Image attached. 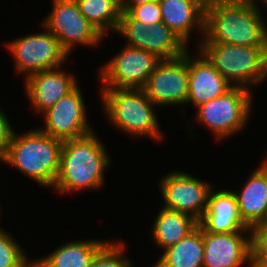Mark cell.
Returning a JSON list of instances; mask_svg holds the SVG:
<instances>
[{"instance_id": "6da1fadb", "label": "cell", "mask_w": 267, "mask_h": 267, "mask_svg": "<svg viewBox=\"0 0 267 267\" xmlns=\"http://www.w3.org/2000/svg\"><path fill=\"white\" fill-rule=\"evenodd\" d=\"M264 17L257 4L242 0L220 1L205 9L204 35L200 42L267 47Z\"/></svg>"}, {"instance_id": "7a4b0ae2", "label": "cell", "mask_w": 267, "mask_h": 267, "mask_svg": "<svg viewBox=\"0 0 267 267\" xmlns=\"http://www.w3.org/2000/svg\"><path fill=\"white\" fill-rule=\"evenodd\" d=\"M94 132L63 141L59 173L53 186L55 191L72 193L103 187L104 173L111 161L105 146Z\"/></svg>"}, {"instance_id": "3957f363", "label": "cell", "mask_w": 267, "mask_h": 267, "mask_svg": "<svg viewBox=\"0 0 267 267\" xmlns=\"http://www.w3.org/2000/svg\"><path fill=\"white\" fill-rule=\"evenodd\" d=\"M63 141L31 129L22 135L13 133L7 152L0 159L18 168L39 186L52 188L58 177Z\"/></svg>"}, {"instance_id": "277c9868", "label": "cell", "mask_w": 267, "mask_h": 267, "mask_svg": "<svg viewBox=\"0 0 267 267\" xmlns=\"http://www.w3.org/2000/svg\"><path fill=\"white\" fill-rule=\"evenodd\" d=\"M101 101L108 120L119 130L132 136H147L163 141V132L156 118V105L144 89L102 88Z\"/></svg>"}, {"instance_id": "5b68a950", "label": "cell", "mask_w": 267, "mask_h": 267, "mask_svg": "<svg viewBox=\"0 0 267 267\" xmlns=\"http://www.w3.org/2000/svg\"><path fill=\"white\" fill-rule=\"evenodd\" d=\"M198 49L232 87L249 90L267 78V47L199 42Z\"/></svg>"}, {"instance_id": "8992f818", "label": "cell", "mask_w": 267, "mask_h": 267, "mask_svg": "<svg viewBox=\"0 0 267 267\" xmlns=\"http://www.w3.org/2000/svg\"><path fill=\"white\" fill-rule=\"evenodd\" d=\"M251 98L250 90L232 87L224 95L196 107V120L207 126L215 139L224 140L246 126L253 107Z\"/></svg>"}, {"instance_id": "52a82bcc", "label": "cell", "mask_w": 267, "mask_h": 267, "mask_svg": "<svg viewBox=\"0 0 267 267\" xmlns=\"http://www.w3.org/2000/svg\"><path fill=\"white\" fill-rule=\"evenodd\" d=\"M6 46L14 58L15 70L25 78L39 71L59 68L69 57L59 40L46 28L44 32L12 40Z\"/></svg>"}, {"instance_id": "ba28073f", "label": "cell", "mask_w": 267, "mask_h": 267, "mask_svg": "<svg viewBox=\"0 0 267 267\" xmlns=\"http://www.w3.org/2000/svg\"><path fill=\"white\" fill-rule=\"evenodd\" d=\"M52 11L42 26L49 30L70 55L75 45L96 46L104 36L84 17L75 0H52Z\"/></svg>"}, {"instance_id": "9c48e42d", "label": "cell", "mask_w": 267, "mask_h": 267, "mask_svg": "<svg viewBox=\"0 0 267 267\" xmlns=\"http://www.w3.org/2000/svg\"><path fill=\"white\" fill-rule=\"evenodd\" d=\"M108 61L99 71L103 88L143 89L161 59L149 51L125 44Z\"/></svg>"}, {"instance_id": "30bf717a", "label": "cell", "mask_w": 267, "mask_h": 267, "mask_svg": "<svg viewBox=\"0 0 267 267\" xmlns=\"http://www.w3.org/2000/svg\"><path fill=\"white\" fill-rule=\"evenodd\" d=\"M116 33L127 40L126 45L149 51L161 60L176 59L188 51V45L163 22L147 26L127 12H122Z\"/></svg>"}, {"instance_id": "8fae6325", "label": "cell", "mask_w": 267, "mask_h": 267, "mask_svg": "<svg viewBox=\"0 0 267 267\" xmlns=\"http://www.w3.org/2000/svg\"><path fill=\"white\" fill-rule=\"evenodd\" d=\"M160 181L163 208L188 214L197 221L202 218L209 193L215 186L179 170L169 172Z\"/></svg>"}, {"instance_id": "7c38bea8", "label": "cell", "mask_w": 267, "mask_h": 267, "mask_svg": "<svg viewBox=\"0 0 267 267\" xmlns=\"http://www.w3.org/2000/svg\"><path fill=\"white\" fill-rule=\"evenodd\" d=\"M189 51L172 60H161L148 78L144 91L158 107L187 104Z\"/></svg>"}, {"instance_id": "4fadbf2b", "label": "cell", "mask_w": 267, "mask_h": 267, "mask_svg": "<svg viewBox=\"0 0 267 267\" xmlns=\"http://www.w3.org/2000/svg\"><path fill=\"white\" fill-rule=\"evenodd\" d=\"M86 114L82 91L77 85L41 114L45 128L40 130L62 141L86 136L93 132Z\"/></svg>"}, {"instance_id": "5bb4252c", "label": "cell", "mask_w": 267, "mask_h": 267, "mask_svg": "<svg viewBox=\"0 0 267 267\" xmlns=\"http://www.w3.org/2000/svg\"><path fill=\"white\" fill-rule=\"evenodd\" d=\"M246 232L251 235V230L231 233L203 230V267H241L244 263L250 265L251 236H244Z\"/></svg>"}, {"instance_id": "9a60e30c", "label": "cell", "mask_w": 267, "mask_h": 267, "mask_svg": "<svg viewBox=\"0 0 267 267\" xmlns=\"http://www.w3.org/2000/svg\"><path fill=\"white\" fill-rule=\"evenodd\" d=\"M24 80L25 93L34 110L40 114L78 85L76 77L61 67L33 73Z\"/></svg>"}, {"instance_id": "2e32d148", "label": "cell", "mask_w": 267, "mask_h": 267, "mask_svg": "<svg viewBox=\"0 0 267 267\" xmlns=\"http://www.w3.org/2000/svg\"><path fill=\"white\" fill-rule=\"evenodd\" d=\"M197 51H199V55L195 58L189 52L187 99V104L192 103L195 108L224 95L232 88L206 56L200 50Z\"/></svg>"}, {"instance_id": "e0dca14e", "label": "cell", "mask_w": 267, "mask_h": 267, "mask_svg": "<svg viewBox=\"0 0 267 267\" xmlns=\"http://www.w3.org/2000/svg\"><path fill=\"white\" fill-rule=\"evenodd\" d=\"M211 189L207 208L198 221V225L211 233H231L241 230H251L241 219L237 198L234 191Z\"/></svg>"}, {"instance_id": "ac0fdd59", "label": "cell", "mask_w": 267, "mask_h": 267, "mask_svg": "<svg viewBox=\"0 0 267 267\" xmlns=\"http://www.w3.org/2000/svg\"><path fill=\"white\" fill-rule=\"evenodd\" d=\"M162 22L187 45L190 33L197 30L204 35L205 8L195 0H158ZM197 28V29H196Z\"/></svg>"}, {"instance_id": "d6986e66", "label": "cell", "mask_w": 267, "mask_h": 267, "mask_svg": "<svg viewBox=\"0 0 267 267\" xmlns=\"http://www.w3.org/2000/svg\"><path fill=\"white\" fill-rule=\"evenodd\" d=\"M245 183L240 193L234 194L241 219L251 229L267 214V169L262 163Z\"/></svg>"}, {"instance_id": "ffe728a7", "label": "cell", "mask_w": 267, "mask_h": 267, "mask_svg": "<svg viewBox=\"0 0 267 267\" xmlns=\"http://www.w3.org/2000/svg\"><path fill=\"white\" fill-rule=\"evenodd\" d=\"M107 240L70 241L48 256L33 261L35 267H89L97 251Z\"/></svg>"}, {"instance_id": "44dd1931", "label": "cell", "mask_w": 267, "mask_h": 267, "mask_svg": "<svg viewBox=\"0 0 267 267\" xmlns=\"http://www.w3.org/2000/svg\"><path fill=\"white\" fill-rule=\"evenodd\" d=\"M155 218L152 236L156 246L163 250L177 244L198 226L192 216L163 207Z\"/></svg>"}, {"instance_id": "7402d4cb", "label": "cell", "mask_w": 267, "mask_h": 267, "mask_svg": "<svg viewBox=\"0 0 267 267\" xmlns=\"http://www.w3.org/2000/svg\"><path fill=\"white\" fill-rule=\"evenodd\" d=\"M203 229L198 225L177 244L163 250L156 267H203Z\"/></svg>"}, {"instance_id": "603a6c76", "label": "cell", "mask_w": 267, "mask_h": 267, "mask_svg": "<svg viewBox=\"0 0 267 267\" xmlns=\"http://www.w3.org/2000/svg\"><path fill=\"white\" fill-rule=\"evenodd\" d=\"M84 17L105 37L117 31L122 14L120 0H75ZM108 32V33H107Z\"/></svg>"}, {"instance_id": "cb8c5ba5", "label": "cell", "mask_w": 267, "mask_h": 267, "mask_svg": "<svg viewBox=\"0 0 267 267\" xmlns=\"http://www.w3.org/2000/svg\"><path fill=\"white\" fill-rule=\"evenodd\" d=\"M33 261L28 260L20 244L6 232L0 229V267H31Z\"/></svg>"}, {"instance_id": "d4e9b609", "label": "cell", "mask_w": 267, "mask_h": 267, "mask_svg": "<svg viewBox=\"0 0 267 267\" xmlns=\"http://www.w3.org/2000/svg\"><path fill=\"white\" fill-rule=\"evenodd\" d=\"M125 243L107 241L96 253L89 267H133L126 258Z\"/></svg>"}, {"instance_id": "484cf974", "label": "cell", "mask_w": 267, "mask_h": 267, "mask_svg": "<svg viewBox=\"0 0 267 267\" xmlns=\"http://www.w3.org/2000/svg\"><path fill=\"white\" fill-rule=\"evenodd\" d=\"M127 13L134 20L141 21L147 26L162 22V14L158 0L132 7Z\"/></svg>"}, {"instance_id": "4316f807", "label": "cell", "mask_w": 267, "mask_h": 267, "mask_svg": "<svg viewBox=\"0 0 267 267\" xmlns=\"http://www.w3.org/2000/svg\"><path fill=\"white\" fill-rule=\"evenodd\" d=\"M251 255H267V228H251Z\"/></svg>"}, {"instance_id": "83f0119b", "label": "cell", "mask_w": 267, "mask_h": 267, "mask_svg": "<svg viewBox=\"0 0 267 267\" xmlns=\"http://www.w3.org/2000/svg\"><path fill=\"white\" fill-rule=\"evenodd\" d=\"M10 121L7 119V115L0 109V159L7 152L8 145L11 142L14 128L12 129Z\"/></svg>"}, {"instance_id": "f1b7e54d", "label": "cell", "mask_w": 267, "mask_h": 267, "mask_svg": "<svg viewBox=\"0 0 267 267\" xmlns=\"http://www.w3.org/2000/svg\"><path fill=\"white\" fill-rule=\"evenodd\" d=\"M156 0H120L121 11L128 12L132 7L140 6Z\"/></svg>"}, {"instance_id": "f546056e", "label": "cell", "mask_w": 267, "mask_h": 267, "mask_svg": "<svg viewBox=\"0 0 267 267\" xmlns=\"http://www.w3.org/2000/svg\"><path fill=\"white\" fill-rule=\"evenodd\" d=\"M249 267H267V255H251Z\"/></svg>"}, {"instance_id": "4dcf8cb0", "label": "cell", "mask_w": 267, "mask_h": 267, "mask_svg": "<svg viewBox=\"0 0 267 267\" xmlns=\"http://www.w3.org/2000/svg\"><path fill=\"white\" fill-rule=\"evenodd\" d=\"M195 1L198 2L203 8L206 9L223 0H195Z\"/></svg>"}, {"instance_id": "1f68e13d", "label": "cell", "mask_w": 267, "mask_h": 267, "mask_svg": "<svg viewBox=\"0 0 267 267\" xmlns=\"http://www.w3.org/2000/svg\"><path fill=\"white\" fill-rule=\"evenodd\" d=\"M252 228H267V214L259 225H256Z\"/></svg>"}, {"instance_id": "d6a6232c", "label": "cell", "mask_w": 267, "mask_h": 267, "mask_svg": "<svg viewBox=\"0 0 267 267\" xmlns=\"http://www.w3.org/2000/svg\"><path fill=\"white\" fill-rule=\"evenodd\" d=\"M242 1H247L249 3H253V4H258L260 2V4H263V6L267 3V0H242Z\"/></svg>"}, {"instance_id": "836d02e7", "label": "cell", "mask_w": 267, "mask_h": 267, "mask_svg": "<svg viewBox=\"0 0 267 267\" xmlns=\"http://www.w3.org/2000/svg\"><path fill=\"white\" fill-rule=\"evenodd\" d=\"M262 164L267 169V153H266V157L263 159Z\"/></svg>"}]
</instances>
